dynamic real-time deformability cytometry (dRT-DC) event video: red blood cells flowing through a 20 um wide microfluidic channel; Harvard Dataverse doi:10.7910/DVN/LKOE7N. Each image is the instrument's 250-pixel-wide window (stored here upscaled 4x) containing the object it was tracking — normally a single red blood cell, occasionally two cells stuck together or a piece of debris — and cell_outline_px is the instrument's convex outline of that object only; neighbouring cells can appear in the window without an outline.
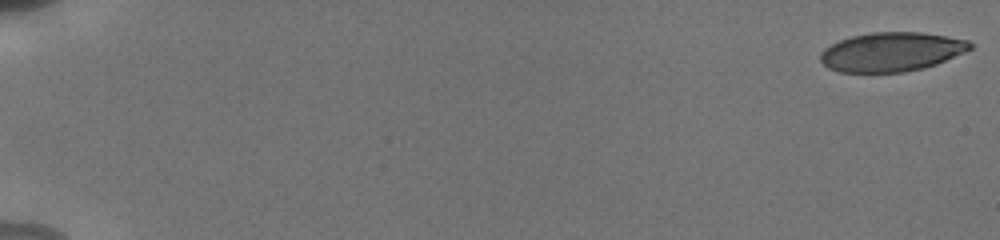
{"species": "human", "species_latin": "Homo sapiens", "temperature_condition": "cold", "stored_images_in_passage": 10, "camera_frame_rate_fps": 3000, "um_per_image_px": 0.085, "donor": {"sex": "male"}, "frame": {"image": 1, "passage_image": 1, "time_ms": 0.0, "image_size_px": [1000, 240], "cell_outline_px": [[972, 48], [964, 52], [936, 64], [924, 68], [904, 72], [840, 72], [828, 68], [820, 60], [820, 52], [824, 48], [840, 40], [852, 36], [872, 32], [920, 32], [968, 40], [972, 44]], "centroid_in_image_um": [75.75, 4.41], "position_along_channel_um": 9.2, "area_um2": 33.99}}
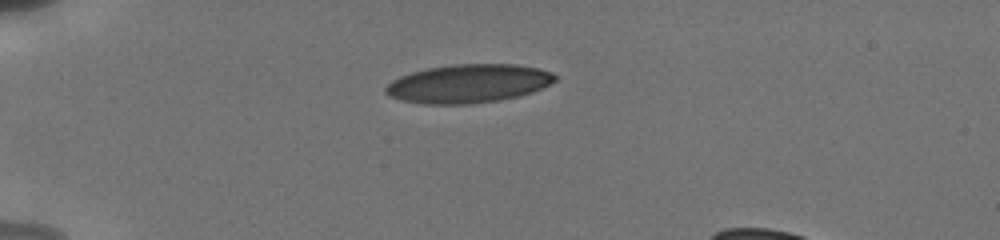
{"frame": {"image": 2, "passage_image": 7, "time_ms": 5.0, "image_size_px": [1000, 240], "cell_outline_px": [[556, 80], [532, 92], [500, 100], [468, 104], [424, 104], [404, 100], [392, 96], [384, 92], [384, 88], [392, 80], [400, 76], [412, 72], [428, 68], [456, 64], [516, 64], [536, 68], [552, 72], [556, 76]], "centroid_in_image_um": [39.8, 7.1], "position_along_channel_um": 45.2, "area_um2": 37.69}}
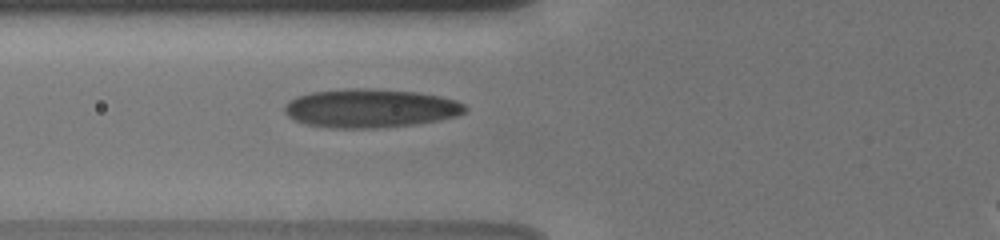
{"frame": {"image": 3, "passage_image": 10, "time_ms": 7.333, "image_size_px": [1000, 240], "cell_outline_px": [[468, 108], [464, 112], [456, 116], [440, 120], [412, 124], [376, 128], [332, 128], [304, 124], [288, 116], [284, 112], [284, 104], [288, 100], [296, 96], [312, 92], [348, 88], [372, 88], [420, 92], [440, 96], [456, 100], [464, 104]], "centroid_in_image_um": [31.46, 9.19], "position_along_channel_um": 94.3, "area_um2": 40.98}}